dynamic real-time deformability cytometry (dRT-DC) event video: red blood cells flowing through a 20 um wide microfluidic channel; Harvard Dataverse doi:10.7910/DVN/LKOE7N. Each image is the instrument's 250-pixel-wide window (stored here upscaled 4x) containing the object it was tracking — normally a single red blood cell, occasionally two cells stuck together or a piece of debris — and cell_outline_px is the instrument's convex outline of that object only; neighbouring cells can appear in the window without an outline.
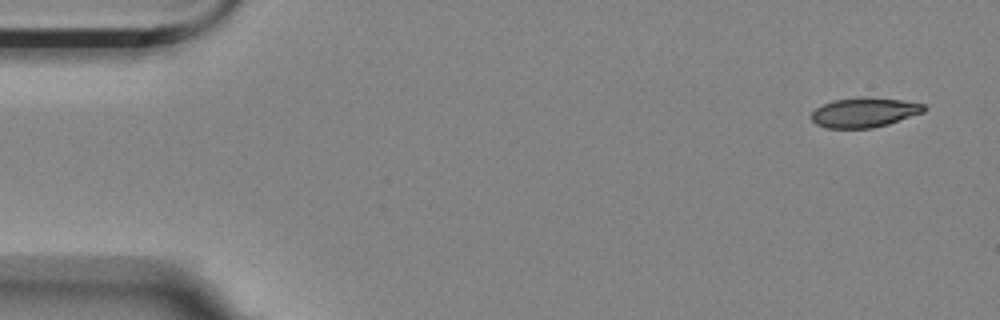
{"species": "Egyptian fruit bat (a non-hibernating species)", "species_latin": "Rousettus aegyptiacus", "temperature_condition": "room temperature", "stored_images_in_passage": 4, "camera_frame_rate_fps": 3000, "um_per_image_px": 0.085, "animal": {"sex": "female"}, "frame": {"image": 1, "passage_image": 1, "time_ms": 0.0, "image_size_px": [1000, 320], "cell_outline_px": [[928, 108], [924, 112], [888, 124], [872, 128], [828, 128], [816, 124], [812, 120], [812, 112], [816, 108], [832, 100], [900, 100], [924, 104]], "centroid_in_image_um": [73.47, 9.61], "position_along_channel_um": 11.5, "area_um2": 18.5}}